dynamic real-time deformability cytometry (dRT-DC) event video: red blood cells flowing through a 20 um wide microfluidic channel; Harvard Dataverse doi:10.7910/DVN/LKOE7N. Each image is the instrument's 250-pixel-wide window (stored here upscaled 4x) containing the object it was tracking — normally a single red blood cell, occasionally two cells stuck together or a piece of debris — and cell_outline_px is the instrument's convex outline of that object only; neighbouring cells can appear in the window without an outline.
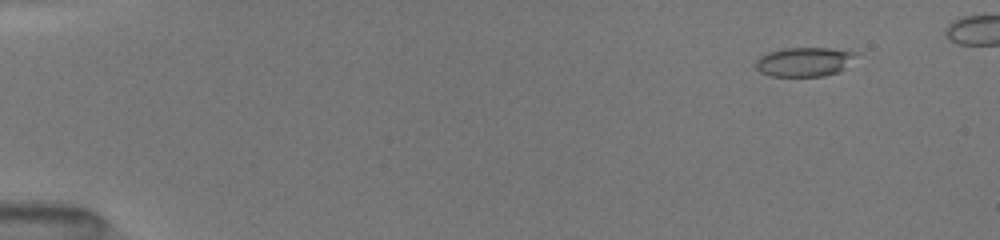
{"species": "common noctule bat (a hibernating species)", "species_latin": "Nyctalus noctula", "temperature_condition": "room temperature", "stored_images_in_passage": 48, "camera_frame_rate_fps": 3000, "um_per_image_px": 0.085, "animal": {"sex": "female", "body_mass_g": 19.5, "forearm_length_mm": 54.1}, "frame": {"image": 1, "passage_image": 5, "time_ms": 1.333, "image_size_px": [1000, 240], "cell_outline_px": [[856, 52], [844, 68], [840, 72], [824, 76], [772, 76], [760, 72], [756, 68], [756, 60], [760, 56], [768, 52], [784, 48], [828, 48]], "centroid_in_image_um": [68.31, 5.26], "position_along_channel_um": 16.7, "area_um2": 16.82}}
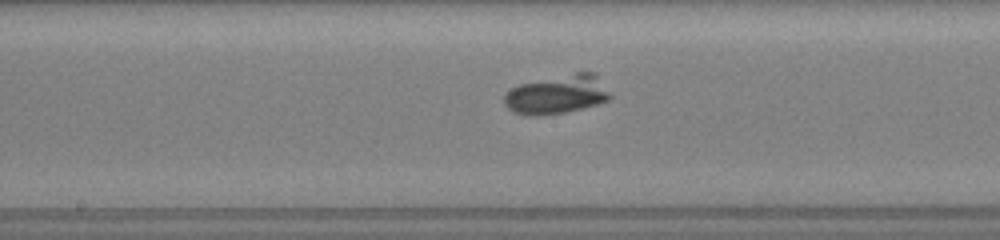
{"frame": {"image": 2, "passage_image": 28, "time_ms": 9.0, "image_size_px": [1000, 240], "cell_outline_px": [[612, 96], [608, 100], [596, 104], [564, 112], [536, 116], [528, 116], [512, 112], [504, 104], [504, 96], [512, 88], [520, 84], [576, 72], [592, 72], [596, 76]], "centroid_in_image_um": [47.31, 8.04], "position_along_channel_um": 200.9, "area_um2": 23.58}}
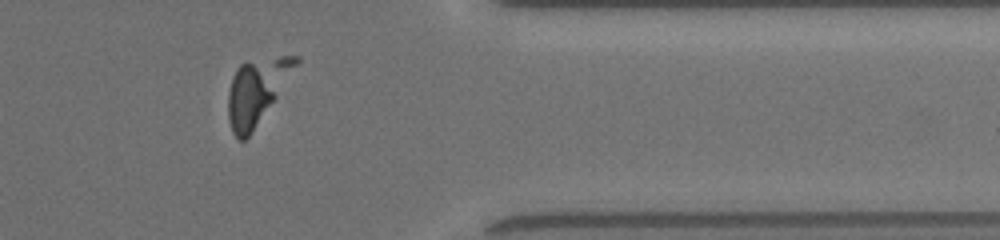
{"frame": {"image": 3, "passage_image": 43, "time_ms": 14.0, "image_size_px": [1000, 240], "cell_outline_px": [[300, 60], [276, 96], [248, 136], [244, 140], [240, 140], [232, 132], [228, 120], [228, 92], [232, 76], [236, 68], [244, 60], [280, 56], [300, 56]], "centroid_in_image_um": [21.76, 7.69], "position_along_channel_um": 389.6, "area_um2": 25.14}}